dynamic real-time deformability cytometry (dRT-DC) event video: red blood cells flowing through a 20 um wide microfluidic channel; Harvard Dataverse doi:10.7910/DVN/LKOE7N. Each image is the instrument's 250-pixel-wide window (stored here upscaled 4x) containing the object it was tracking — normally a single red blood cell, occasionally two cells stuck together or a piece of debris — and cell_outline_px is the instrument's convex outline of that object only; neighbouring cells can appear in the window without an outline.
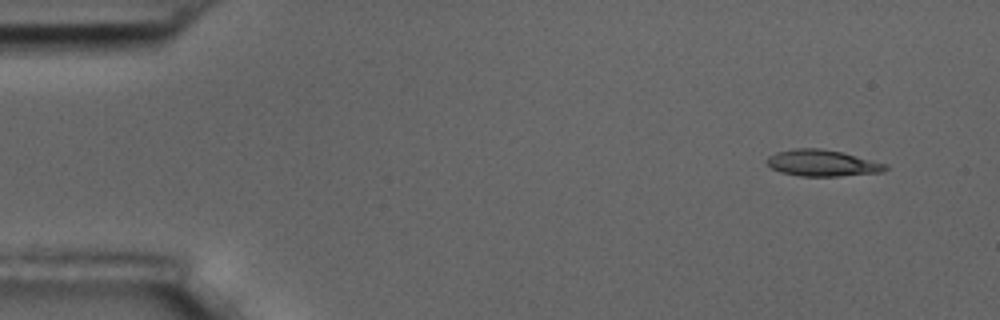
{"species": "common noctule bat (a hibernating species)", "species_latin": "Nyctalus noctula", "temperature_condition": "room temperature", "stored_images_in_passage": 6, "camera_frame_rate_fps": 3000, "um_per_image_px": 0.085, "animal": {"sex": "male", "body_mass_g": 17.5, "forearm_length_mm": 52.3}, "frame": {"image": 1, "passage_image": 2, "time_ms": 1.0, "image_size_px": [1000, 320], "cell_outline_px": [[888, 168], [884, 172], [840, 176], [800, 176], [780, 172], [772, 168], [764, 160], [768, 156], [776, 152], [796, 148], [820, 148], [840, 152], [888, 164]], "centroid_in_image_um": [69.88, 13.86], "position_along_channel_um": 15.1, "area_um2": 18.26}}
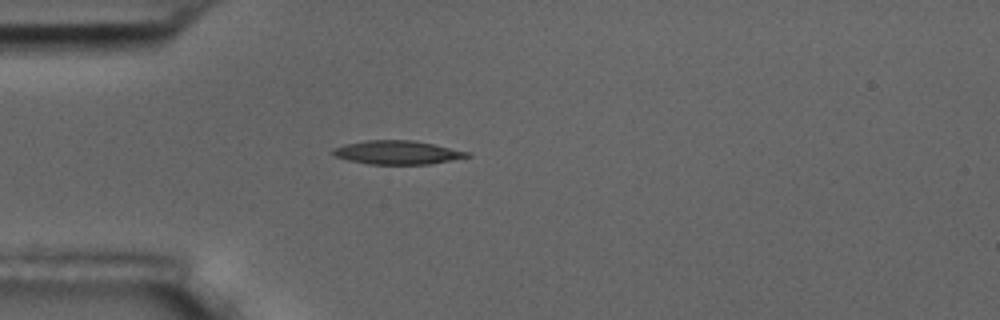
{"frame": {"image": 2, "passage_image": 5, "time_ms": 4.667, "image_size_px": [1000, 320], "cell_outline_px": [[472, 156], [428, 164], [368, 164], [348, 160], [336, 156], [332, 152], [332, 148], [344, 144], [368, 140], [412, 140], [432, 144], [468, 152]], "centroid_in_image_um": [33.73, 12.96], "position_along_channel_um": 51.3, "area_um2": 18.26}}